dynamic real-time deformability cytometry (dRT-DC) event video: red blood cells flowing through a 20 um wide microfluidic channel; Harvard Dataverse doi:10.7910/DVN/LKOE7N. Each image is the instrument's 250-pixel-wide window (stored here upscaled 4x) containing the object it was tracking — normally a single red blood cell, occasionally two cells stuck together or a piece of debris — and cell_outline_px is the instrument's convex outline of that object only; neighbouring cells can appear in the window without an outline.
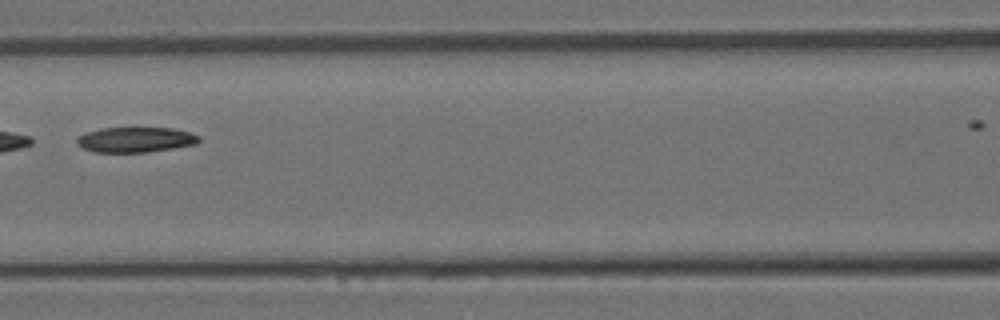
{"species": "Egyptian fruit bat (a non-hibernating species)", "species_latin": "Rousettus aegyptiacus", "temperature_condition": "room temperature", "stored_images_in_passage": 5, "camera_frame_rate_fps": 3000, "um_per_image_px": 0.085, "animal": {"sex": "female"}, "frame": {"image": 1, "passage_image": 5, "time_ms": 1.333, "image_size_px": [1000, 320], "cell_outline_px": [[200, 140], [196, 144], [172, 148], [144, 152], [96, 152], [84, 148], [76, 144], [76, 136], [84, 132], [100, 128], [172, 128], [188, 132], [200, 136]], "centroid_in_image_um": [11.46, 11.86], "position_along_channel_um": 155.1, "area_um2": 17.92}}